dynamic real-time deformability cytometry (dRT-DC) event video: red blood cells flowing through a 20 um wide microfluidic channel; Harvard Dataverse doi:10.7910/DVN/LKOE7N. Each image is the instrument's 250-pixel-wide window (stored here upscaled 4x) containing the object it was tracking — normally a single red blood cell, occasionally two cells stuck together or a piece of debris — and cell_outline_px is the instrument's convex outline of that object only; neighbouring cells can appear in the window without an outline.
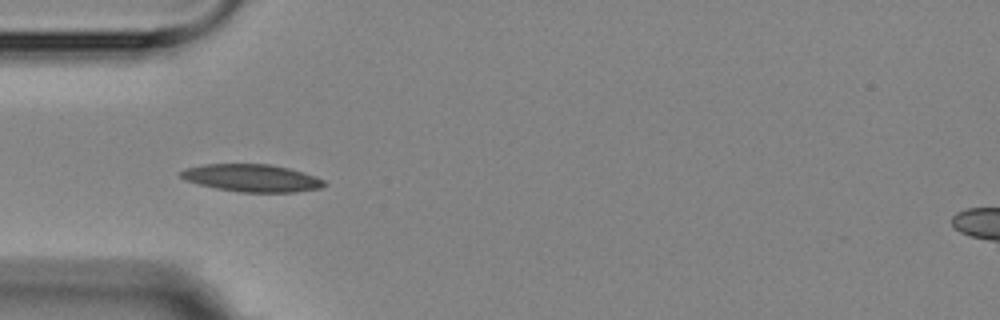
{"species": "Egyptian fruit bat (a non-hibernating species)", "species_latin": "Rousettus aegyptiacus", "temperature_condition": "room temperature", "stored_images_in_passage": 5, "camera_frame_rate_fps": 3000, "um_per_image_px": 0.085, "animal": {"sex": "female"}, "frame": {"image": 1, "passage_image": 4, "time_ms": 3.667, "image_size_px": [1000, 320], "cell_outline_px": [[328, 184], [320, 188], [296, 192], [240, 192], [216, 188], [184, 180], [180, 176], [180, 172], [184, 168], [204, 164], [268, 164], [288, 168], [324, 180]], "centroid_in_image_um": [21.37, 15.13], "position_along_channel_um": 63.6, "area_um2": 22.77}}
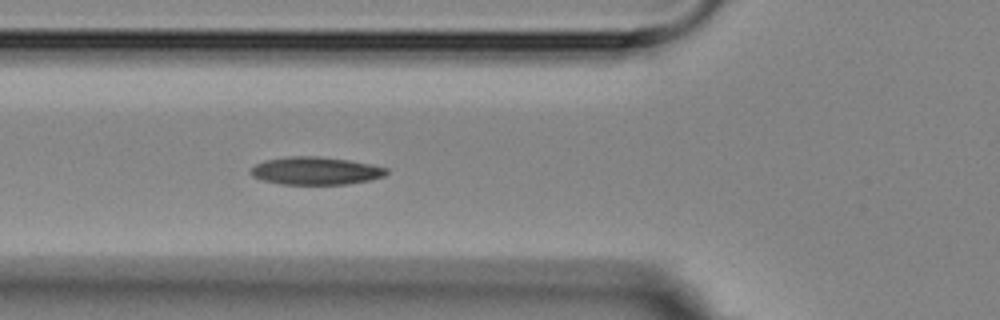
{"frame": {"image": 2, "passage_image": 5, "time_ms": 4.667, "image_size_px": [1000, 320], "cell_outline_px": [[388, 172], [384, 176], [368, 180], [348, 184], [280, 184], [264, 180], [252, 176], [248, 172], [256, 164], [264, 160], [288, 156], [316, 156], [348, 160], [388, 168]], "centroid_in_image_um": [26.79, 14.52], "position_along_channel_um": 99.0, "area_um2": 21.85}}